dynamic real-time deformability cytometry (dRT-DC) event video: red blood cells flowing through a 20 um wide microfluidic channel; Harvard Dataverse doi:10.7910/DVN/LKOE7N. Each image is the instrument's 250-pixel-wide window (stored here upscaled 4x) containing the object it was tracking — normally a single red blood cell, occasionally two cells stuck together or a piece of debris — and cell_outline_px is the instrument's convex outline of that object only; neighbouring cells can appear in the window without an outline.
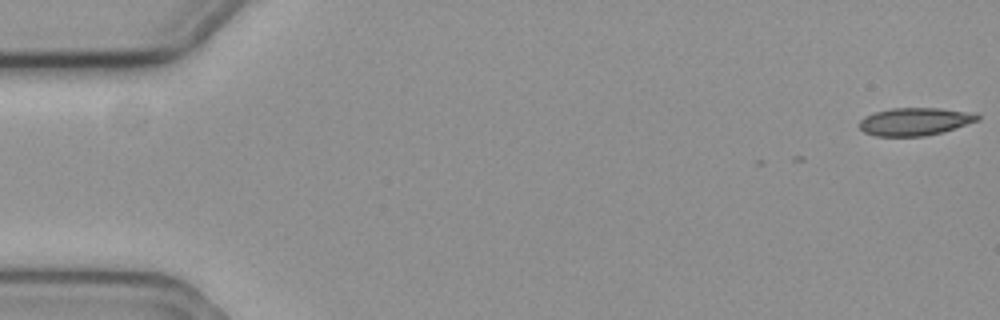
{"species": "common noctule bat (a hibernating species)", "species_latin": "Nyctalus noctula", "temperature_condition": "cold", "stored_images_in_passage": 8, "camera_frame_rate_fps": 3000, "um_per_image_px": 0.085, "animal": {"sex": "female", "body_mass_g": 19.3, "forearm_length_mm": 54.1}, "frame": {"image": 1, "passage_image": 1, "time_ms": 0.0, "image_size_px": [1000, 320], "cell_outline_px": [[980, 120], [944, 132], [924, 136], [876, 136], [864, 132], [860, 128], [860, 120], [864, 116], [876, 112], [892, 108], [940, 108], [964, 112], [980, 116]], "centroid_in_image_um": [77.74, 10.34], "position_along_channel_um": 7.3, "area_um2": 18.96}}